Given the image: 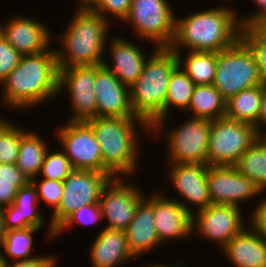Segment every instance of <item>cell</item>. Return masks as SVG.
I'll list each match as a JSON object with an SVG mask.
<instances>
[{
  "instance_id": "obj_5",
  "label": "cell",
  "mask_w": 266,
  "mask_h": 267,
  "mask_svg": "<svg viewBox=\"0 0 266 267\" xmlns=\"http://www.w3.org/2000/svg\"><path fill=\"white\" fill-rule=\"evenodd\" d=\"M74 14L64 35L60 37L63 50H55L58 68L102 65L108 25L111 23L88 9H77Z\"/></svg>"
},
{
  "instance_id": "obj_28",
  "label": "cell",
  "mask_w": 266,
  "mask_h": 267,
  "mask_svg": "<svg viewBox=\"0 0 266 267\" xmlns=\"http://www.w3.org/2000/svg\"><path fill=\"white\" fill-rule=\"evenodd\" d=\"M40 135L34 132H26L20 139L17 168L31 181L39 175L47 145Z\"/></svg>"
},
{
  "instance_id": "obj_21",
  "label": "cell",
  "mask_w": 266,
  "mask_h": 267,
  "mask_svg": "<svg viewBox=\"0 0 266 267\" xmlns=\"http://www.w3.org/2000/svg\"><path fill=\"white\" fill-rule=\"evenodd\" d=\"M111 42L110 55L112 56L111 67L105 63L102 65L111 71L119 81L131 87L143 71L146 62V55L134 43L126 41L124 38H115Z\"/></svg>"
},
{
  "instance_id": "obj_38",
  "label": "cell",
  "mask_w": 266,
  "mask_h": 267,
  "mask_svg": "<svg viewBox=\"0 0 266 267\" xmlns=\"http://www.w3.org/2000/svg\"><path fill=\"white\" fill-rule=\"evenodd\" d=\"M21 56L0 33V84L18 66Z\"/></svg>"
},
{
  "instance_id": "obj_14",
  "label": "cell",
  "mask_w": 266,
  "mask_h": 267,
  "mask_svg": "<svg viewBox=\"0 0 266 267\" xmlns=\"http://www.w3.org/2000/svg\"><path fill=\"white\" fill-rule=\"evenodd\" d=\"M241 208L231 204H211L192 215V232L198 231L207 240L224 247L245 225ZM196 222V223H195Z\"/></svg>"
},
{
  "instance_id": "obj_26",
  "label": "cell",
  "mask_w": 266,
  "mask_h": 267,
  "mask_svg": "<svg viewBox=\"0 0 266 267\" xmlns=\"http://www.w3.org/2000/svg\"><path fill=\"white\" fill-rule=\"evenodd\" d=\"M195 86L179 66L171 73L165 99V118L159 120L150 128L152 134L163 133L167 114L172 105L178 109H188Z\"/></svg>"
},
{
  "instance_id": "obj_2",
  "label": "cell",
  "mask_w": 266,
  "mask_h": 267,
  "mask_svg": "<svg viewBox=\"0 0 266 267\" xmlns=\"http://www.w3.org/2000/svg\"><path fill=\"white\" fill-rule=\"evenodd\" d=\"M240 30L239 17L232 8L224 5L202 10L180 20L175 17V34L169 47L175 52L182 46L190 51L218 53L240 38Z\"/></svg>"
},
{
  "instance_id": "obj_6",
  "label": "cell",
  "mask_w": 266,
  "mask_h": 267,
  "mask_svg": "<svg viewBox=\"0 0 266 267\" xmlns=\"http://www.w3.org/2000/svg\"><path fill=\"white\" fill-rule=\"evenodd\" d=\"M213 85L226 101L244 89L260 85L254 55L240 38L217 53Z\"/></svg>"
},
{
  "instance_id": "obj_17",
  "label": "cell",
  "mask_w": 266,
  "mask_h": 267,
  "mask_svg": "<svg viewBox=\"0 0 266 267\" xmlns=\"http://www.w3.org/2000/svg\"><path fill=\"white\" fill-rule=\"evenodd\" d=\"M94 91L97 117H137L131 107L129 87L103 65H95Z\"/></svg>"
},
{
  "instance_id": "obj_20",
  "label": "cell",
  "mask_w": 266,
  "mask_h": 267,
  "mask_svg": "<svg viewBox=\"0 0 266 267\" xmlns=\"http://www.w3.org/2000/svg\"><path fill=\"white\" fill-rule=\"evenodd\" d=\"M39 200L37 189L29 181L25 186L20 187L15 196L14 202L1 209L5 231L19 230L28 227L41 228L43 226V215L38 213Z\"/></svg>"
},
{
  "instance_id": "obj_32",
  "label": "cell",
  "mask_w": 266,
  "mask_h": 267,
  "mask_svg": "<svg viewBox=\"0 0 266 267\" xmlns=\"http://www.w3.org/2000/svg\"><path fill=\"white\" fill-rule=\"evenodd\" d=\"M29 181L16 164H0V210L11 205L18 189Z\"/></svg>"
},
{
  "instance_id": "obj_40",
  "label": "cell",
  "mask_w": 266,
  "mask_h": 267,
  "mask_svg": "<svg viewBox=\"0 0 266 267\" xmlns=\"http://www.w3.org/2000/svg\"><path fill=\"white\" fill-rule=\"evenodd\" d=\"M8 257L1 256L0 267H55L56 257L53 256H34L30 259L17 260L12 265L8 262Z\"/></svg>"
},
{
  "instance_id": "obj_24",
  "label": "cell",
  "mask_w": 266,
  "mask_h": 267,
  "mask_svg": "<svg viewBox=\"0 0 266 267\" xmlns=\"http://www.w3.org/2000/svg\"><path fill=\"white\" fill-rule=\"evenodd\" d=\"M93 267H115L134 256L128 247L126 232L104 228L90 248Z\"/></svg>"
},
{
  "instance_id": "obj_23",
  "label": "cell",
  "mask_w": 266,
  "mask_h": 267,
  "mask_svg": "<svg viewBox=\"0 0 266 267\" xmlns=\"http://www.w3.org/2000/svg\"><path fill=\"white\" fill-rule=\"evenodd\" d=\"M221 249L236 267H266V242L253 228L245 227Z\"/></svg>"
},
{
  "instance_id": "obj_16",
  "label": "cell",
  "mask_w": 266,
  "mask_h": 267,
  "mask_svg": "<svg viewBox=\"0 0 266 267\" xmlns=\"http://www.w3.org/2000/svg\"><path fill=\"white\" fill-rule=\"evenodd\" d=\"M155 193L153 192V215L160 243L186 238L192 234V215L195 212L191 205L177 199L165 198L156 191Z\"/></svg>"
},
{
  "instance_id": "obj_8",
  "label": "cell",
  "mask_w": 266,
  "mask_h": 267,
  "mask_svg": "<svg viewBox=\"0 0 266 267\" xmlns=\"http://www.w3.org/2000/svg\"><path fill=\"white\" fill-rule=\"evenodd\" d=\"M113 174L91 170H73L63 181V195L49 223L48 237L54 238L58 226L80 206L99 203L102 189Z\"/></svg>"
},
{
  "instance_id": "obj_30",
  "label": "cell",
  "mask_w": 266,
  "mask_h": 267,
  "mask_svg": "<svg viewBox=\"0 0 266 267\" xmlns=\"http://www.w3.org/2000/svg\"><path fill=\"white\" fill-rule=\"evenodd\" d=\"M178 66L188 75L195 85L213 84L217 66V53L189 51L185 61H181L180 52H175ZM181 64H183L181 66ZM183 67V68H182Z\"/></svg>"
},
{
  "instance_id": "obj_12",
  "label": "cell",
  "mask_w": 266,
  "mask_h": 267,
  "mask_svg": "<svg viewBox=\"0 0 266 267\" xmlns=\"http://www.w3.org/2000/svg\"><path fill=\"white\" fill-rule=\"evenodd\" d=\"M124 177H114L102 189L99 205L106 229L125 231L132 222L138 204L145 198L136 185L124 182Z\"/></svg>"
},
{
  "instance_id": "obj_46",
  "label": "cell",
  "mask_w": 266,
  "mask_h": 267,
  "mask_svg": "<svg viewBox=\"0 0 266 267\" xmlns=\"http://www.w3.org/2000/svg\"><path fill=\"white\" fill-rule=\"evenodd\" d=\"M260 85L266 89V71L260 76Z\"/></svg>"
},
{
  "instance_id": "obj_37",
  "label": "cell",
  "mask_w": 266,
  "mask_h": 267,
  "mask_svg": "<svg viewBox=\"0 0 266 267\" xmlns=\"http://www.w3.org/2000/svg\"><path fill=\"white\" fill-rule=\"evenodd\" d=\"M31 182L37 189L38 200H45L49 206L53 207L54 212L58 208L63 195V181L42 179L38 183V180L34 178Z\"/></svg>"
},
{
  "instance_id": "obj_47",
  "label": "cell",
  "mask_w": 266,
  "mask_h": 267,
  "mask_svg": "<svg viewBox=\"0 0 266 267\" xmlns=\"http://www.w3.org/2000/svg\"><path fill=\"white\" fill-rule=\"evenodd\" d=\"M177 265L176 266H169V265H163V264H155V265H150V266H148V267H179L178 265V263H176Z\"/></svg>"
},
{
  "instance_id": "obj_43",
  "label": "cell",
  "mask_w": 266,
  "mask_h": 267,
  "mask_svg": "<svg viewBox=\"0 0 266 267\" xmlns=\"http://www.w3.org/2000/svg\"><path fill=\"white\" fill-rule=\"evenodd\" d=\"M262 124H266V89L264 88L262 91L260 114H259V120L257 123V131L259 132L260 135H264L266 131V130L262 131L263 129L262 127H260Z\"/></svg>"
},
{
  "instance_id": "obj_44",
  "label": "cell",
  "mask_w": 266,
  "mask_h": 267,
  "mask_svg": "<svg viewBox=\"0 0 266 267\" xmlns=\"http://www.w3.org/2000/svg\"><path fill=\"white\" fill-rule=\"evenodd\" d=\"M81 5L79 6L78 5V8L81 9V10H91L95 5L96 3L98 2V0H81L80 1Z\"/></svg>"
},
{
  "instance_id": "obj_13",
  "label": "cell",
  "mask_w": 266,
  "mask_h": 267,
  "mask_svg": "<svg viewBox=\"0 0 266 267\" xmlns=\"http://www.w3.org/2000/svg\"><path fill=\"white\" fill-rule=\"evenodd\" d=\"M95 65L59 68L58 93L68 90L73 117L68 122H86L97 117L94 91Z\"/></svg>"
},
{
  "instance_id": "obj_42",
  "label": "cell",
  "mask_w": 266,
  "mask_h": 267,
  "mask_svg": "<svg viewBox=\"0 0 266 267\" xmlns=\"http://www.w3.org/2000/svg\"><path fill=\"white\" fill-rule=\"evenodd\" d=\"M251 228L266 242V198L252 212Z\"/></svg>"
},
{
  "instance_id": "obj_19",
  "label": "cell",
  "mask_w": 266,
  "mask_h": 267,
  "mask_svg": "<svg viewBox=\"0 0 266 267\" xmlns=\"http://www.w3.org/2000/svg\"><path fill=\"white\" fill-rule=\"evenodd\" d=\"M170 180L174 189L198 211L212 204L208 190V165L170 163Z\"/></svg>"
},
{
  "instance_id": "obj_9",
  "label": "cell",
  "mask_w": 266,
  "mask_h": 267,
  "mask_svg": "<svg viewBox=\"0 0 266 267\" xmlns=\"http://www.w3.org/2000/svg\"><path fill=\"white\" fill-rule=\"evenodd\" d=\"M167 0H132L123 20L132 23L139 38L155 42L157 47H169L175 34V14Z\"/></svg>"
},
{
  "instance_id": "obj_22",
  "label": "cell",
  "mask_w": 266,
  "mask_h": 267,
  "mask_svg": "<svg viewBox=\"0 0 266 267\" xmlns=\"http://www.w3.org/2000/svg\"><path fill=\"white\" fill-rule=\"evenodd\" d=\"M145 197L137 206L126 232L128 247L133 256L143 254L160 244L153 215V194Z\"/></svg>"
},
{
  "instance_id": "obj_15",
  "label": "cell",
  "mask_w": 266,
  "mask_h": 267,
  "mask_svg": "<svg viewBox=\"0 0 266 267\" xmlns=\"http://www.w3.org/2000/svg\"><path fill=\"white\" fill-rule=\"evenodd\" d=\"M208 190L212 204H231L261 194L260 188L234 166H208Z\"/></svg>"
},
{
  "instance_id": "obj_33",
  "label": "cell",
  "mask_w": 266,
  "mask_h": 267,
  "mask_svg": "<svg viewBox=\"0 0 266 267\" xmlns=\"http://www.w3.org/2000/svg\"><path fill=\"white\" fill-rule=\"evenodd\" d=\"M15 124L0 119V164H16L20 139L26 133Z\"/></svg>"
},
{
  "instance_id": "obj_39",
  "label": "cell",
  "mask_w": 266,
  "mask_h": 267,
  "mask_svg": "<svg viewBox=\"0 0 266 267\" xmlns=\"http://www.w3.org/2000/svg\"><path fill=\"white\" fill-rule=\"evenodd\" d=\"M131 2L132 0H98L91 10L108 21L111 20H109V17H106L107 14L105 13L112 14L122 21L130 11Z\"/></svg>"
},
{
  "instance_id": "obj_18",
  "label": "cell",
  "mask_w": 266,
  "mask_h": 267,
  "mask_svg": "<svg viewBox=\"0 0 266 267\" xmlns=\"http://www.w3.org/2000/svg\"><path fill=\"white\" fill-rule=\"evenodd\" d=\"M0 33L22 56L38 54L49 49L51 32L47 26L32 18L17 16L10 19L5 27H0Z\"/></svg>"
},
{
  "instance_id": "obj_1",
  "label": "cell",
  "mask_w": 266,
  "mask_h": 267,
  "mask_svg": "<svg viewBox=\"0 0 266 267\" xmlns=\"http://www.w3.org/2000/svg\"><path fill=\"white\" fill-rule=\"evenodd\" d=\"M59 68L55 50L21 56L18 66L1 83L7 107L38 106L58 93Z\"/></svg>"
},
{
  "instance_id": "obj_35",
  "label": "cell",
  "mask_w": 266,
  "mask_h": 267,
  "mask_svg": "<svg viewBox=\"0 0 266 267\" xmlns=\"http://www.w3.org/2000/svg\"><path fill=\"white\" fill-rule=\"evenodd\" d=\"M70 160L64 152H46L42 164L41 177L49 180L64 181V179L73 171Z\"/></svg>"
},
{
  "instance_id": "obj_36",
  "label": "cell",
  "mask_w": 266,
  "mask_h": 267,
  "mask_svg": "<svg viewBox=\"0 0 266 267\" xmlns=\"http://www.w3.org/2000/svg\"><path fill=\"white\" fill-rule=\"evenodd\" d=\"M102 219L99 203L80 206L76 211L70 214L55 230L54 237L63 233L67 227H71L74 223L81 225H93Z\"/></svg>"
},
{
  "instance_id": "obj_3",
  "label": "cell",
  "mask_w": 266,
  "mask_h": 267,
  "mask_svg": "<svg viewBox=\"0 0 266 267\" xmlns=\"http://www.w3.org/2000/svg\"><path fill=\"white\" fill-rule=\"evenodd\" d=\"M86 123L101 146L103 165L115 177L126 179L125 176L134 174L139 155L135 124L139 123L148 133L150 126L139 117H96Z\"/></svg>"
},
{
  "instance_id": "obj_10",
  "label": "cell",
  "mask_w": 266,
  "mask_h": 267,
  "mask_svg": "<svg viewBox=\"0 0 266 267\" xmlns=\"http://www.w3.org/2000/svg\"><path fill=\"white\" fill-rule=\"evenodd\" d=\"M62 151L74 170H91L112 174L104 165L101 146L86 122H68L57 131Z\"/></svg>"
},
{
  "instance_id": "obj_34",
  "label": "cell",
  "mask_w": 266,
  "mask_h": 267,
  "mask_svg": "<svg viewBox=\"0 0 266 267\" xmlns=\"http://www.w3.org/2000/svg\"><path fill=\"white\" fill-rule=\"evenodd\" d=\"M240 39L253 53L261 76L266 71V27H241Z\"/></svg>"
},
{
  "instance_id": "obj_45",
  "label": "cell",
  "mask_w": 266,
  "mask_h": 267,
  "mask_svg": "<svg viewBox=\"0 0 266 267\" xmlns=\"http://www.w3.org/2000/svg\"><path fill=\"white\" fill-rule=\"evenodd\" d=\"M6 231L4 228V221H3V215L0 211V247L2 245V242L4 240V235H5Z\"/></svg>"
},
{
  "instance_id": "obj_7",
  "label": "cell",
  "mask_w": 266,
  "mask_h": 267,
  "mask_svg": "<svg viewBox=\"0 0 266 267\" xmlns=\"http://www.w3.org/2000/svg\"><path fill=\"white\" fill-rule=\"evenodd\" d=\"M260 136L257 128L248 123L220 118L211 120L208 166H235L240 156Z\"/></svg>"
},
{
  "instance_id": "obj_41",
  "label": "cell",
  "mask_w": 266,
  "mask_h": 267,
  "mask_svg": "<svg viewBox=\"0 0 266 267\" xmlns=\"http://www.w3.org/2000/svg\"><path fill=\"white\" fill-rule=\"evenodd\" d=\"M253 2L259 7L256 13L249 15L241 20L240 27H266V0H254ZM260 9V10H259Z\"/></svg>"
},
{
  "instance_id": "obj_25",
  "label": "cell",
  "mask_w": 266,
  "mask_h": 267,
  "mask_svg": "<svg viewBox=\"0 0 266 267\" xmlns=\"http://www.w3.org/2000/svg\"><path fill=\"white\" fill-rule=\"evenodd\" d=\"M263 88L261 85L244 89L226 101L225 118L248 123L257 128Z\"/></svg>"
},
{
  "instance_id": "obj_4",
  "label": "cell",
  "mask_w": 266,
  "mask_h": 267,
  "mask_svg": "<svg viewBox=\"0 0 266 267\" xmlns=\"http://www.w3.org/2000/svg\"><path fill=\"white\" fill-rule=\"evenodd\" d=\"M178 67V59L170 47H156L147 58L142 73L129 88L134 114L150 128L165 118V99L171 73Z\"/></svg>"
},
{
  "instance_id": "obj_31",
  "label": "cell",
  "mask_w": 266,
  "mask_h": 267,
  "mask_svg": "<svg viewBox=\"0 0 266 267\" xmlns=\"http://www.w3.org/2000/svg\"><path fill=\"white\" fill-rule=\"evenodd\" d=\"M39 231V228L28 227L19 230H9L6 231L4 235V240L0 249H4V256H11L13 260H24L30 259L32 244H33V234Z\"/></svg>"
},
{
  "instance_id": "obj_27",
  "label": "cell",
  "mask_w": 266,
  "mask_h": 267,
  "mask_svg": "<svg viewBox=\"0 0 266 267\" xmlns=\"http://www.w3.org/2000/svg\"><path fill=\"white\" fill-rule=\"evenodd\" d=\"M188 110L194 118L215 120L225 117L226 100L213 84L196 85Z\"/></svg>"
},
{
  "instance_id": "obj_11",
  "label": "cell",
  "mask_w": 266,
  "mask_h": 267,
  "mask_svg": "<svg viewBox=\"0 0 266 267\" xmlns=\"http://www.w3.org/2000/svg\"><path fill=\"white\" fill-rule=\"evenodd\" d=\"M211 120H187L167 134L170 163L207 165Z\"/></svg>"
},
{
  "instance_id": "obj_29",
  "label": "cell",
  "mask_w": 266,
  "mask_h": 267,
  "mask_svg": "<svg viewBox=\"0 0 266 267\" xmlns=\"http://www.w3.org/2000/svg\"><path fill=\"white\" fill-rule=\"evenodd\" d=\"M234 167L263 191L266 188V137L260 135Z\"/></svg>"
}]
</instances>
